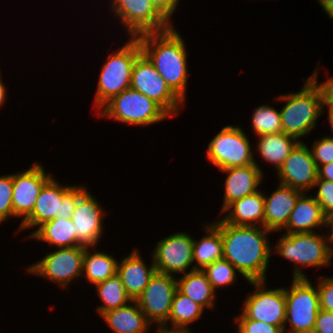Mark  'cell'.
<instances>
[{
    "mask_svg": "<svg viewBox=\"0 0 333 333\" xmlns=\"http://www.w3.org/2000/svg\"><path fill=\"white\" fill-rule=\"evenodd\" d=\"M213 223L221 231L223 258L248 282L265 281L272 254L267 234L272 231L260 226L231 225L221 219Z\"/></svg>",
    "mask_w": 333,
    "mask_h": 333,
    "instance_id": "obj_1",
    "label": "cell"
},
{
    "mask_svg": "<svg viewBox=\"0 0 333 333\" xmlns=\"http://www.w3.org/2000/svg\"><path fill=\"white\" fill-rule=\"evenodd\" d=\"M142 53L154 65L169 88L184 102L188 78L187 51L182 36L174 26L136 37Z\"/></svg>",
    "mask_w": 333,
    "mask_h": 333,
    "instance_id": "obj_2",
    "label": "cell"
},
{
    "mask_svg": "<svg viewBox=\"0 0 333 333\" xmlns=\"http://www.w3.org/2000/svg\"><path fill=\"white\" fill-rule=\"evenodd\" d=\"M318 68L296 93L282 94L276 100L285 101L280 110L283 132L301 142L300 138L315 129L316 121L324 112V92L318 83Z\"/></svg>",
    "mask_w": 333,
    "mask_h": 333,
    "instance_id": "obj_3",
    "label": "cell"
},
{
    "mask_svg": "<svg viewBox=\"0 0 333 333\" xmlns=\"http://www.w3.org/2000/svg\"><path fill=\"white\" fill-rule=\"evenodd\" d=\"M328 241V242H327ZM331 233L325 236L318 232L285 233L279 238L275 252L294 263L292 278H307L301 267H320L331 263L333 246Z\"/></svg>",
    "mask_w": 333,
    "mask_h": 333,
    "instance_id": "obj_4",
    "label": "cell"
},
{
    "mask_svg": "<svg viewBox=\"0 0 333 333\" xmlns=\"http://www.w3.org/2000/svg\"><path fill=\"white\" fill-rule=\"evenodd\" d=\"M142 54L140 43L136 37L109 53L102 66L94 98L97 112L114 96L130 88L132 70L136 59Z\"/></svg>",
    "mask_w": 333,
    "mask_h": 333,
    "instance_id": "obj_5",
    "label": "cell"
},
{
    "mask_svg": "<svg viewBox=\"0 0 333 333\" xmlns=\"http://www.w3.org/2000/svg\"><path fill=\"white\" fill-rule=\"evenodd\" d=\"M87 189L81 185L60 186L53 176L41 189L32 213L21 222L18 230L39 227L54 218H71L77 200Z\"/></svg>",
    "mask_w": 333,
    "mask_h": 333,
    "instance_id": "obj_6",
    "label": "cell"
},
{
    "mask_svg": "<svg viewBox=\"0 0 333 333\" xmlns=\"http://www.w3.org/2000/svg\"><path fill=\"white\" fill-rule=\"evenodd\" d=\"M97 114L124 124L137 126L151 125L171 117L154 100L132 88L125 89L114 96Z\"/></svg>",
    "mask_w": 333,
    "mask_h": 333,
    "instance_id": "obj_7",
    "label": "cell"
},
{
    "mask_svg": "<svg viewBox=\"0 0 333 333\" xmlns=\"http://www.w3.org/2000/svg\"><path fill=\"white\" fill-rule=\"evenodd\" d=\"M286 321L284 333H312L320 310L317 287L308 278H293L285 288ZM291 327L286 330L287 323Z\"/></svg>",
    "mask_w": 333,
    "mask_h": 333,
    "instance_id": "obj_8",
    "label": "cell"
},
{
    "mask_svg": "<svg viewBox=\"0 0 333 333\" xmlns=\"http://www.w3.org/2000/svg\"><path fill=\"white\" fill-rule=\"evenodd\" d=\"M240 126H224L207 148V159L219 170L256 164L251 145Z\"/></svg>",
    "mask_w": 333,
    "mask_h": 333,
    "instance_id": "obj_9",
    "label": "cell"
},
{
    "mask_svg": "<svg viewBox=\"0 0 333 333\" xmlns=\"http://www.w3.org/2000/svg\"><path fill=\"white\" fill-rule=\"evenodd\" d=\"M113 16H117L130 37L164 31L172 27L154 6L152 0H110Z\"/></svg>",
    "mask_w": 333,
    "mask_h": 333,
    "instance_id": "obj_10",
    "label": "cell"
},
{
    "mask_svg": "<svg viewBox=\"0 0 333 333\" xmlns=\"http://www.w3.org/2000/svg\"><path fill=\"white\" fill-rule=\"evenodd\" d=\"M84 251L85 246L58 248L26 270L29 274L44 277L65 289L82 275Z\"/></svg>",
    "mask_w": 333,
    "mask_h": 333,
    "instance_id": "obj_11",
    "label": "cell"
},
{
    "mask_svg": "<svg viewBox=\"0 0 333 333\" xmlns=\"http://www.w3.org/2000/svg\"><path fill=\"white\" fill-rule=\"evenodd\" d=\"M130 88L158 103L171 117L180 113L184 102L169 88L154 65L142 53L134 64Z\"/></svg>",
    "mask_w": 333,
    "mask_h": 333,
    "instance_id": "obj_12",
    "label": "cell"
},
{
    "mask_svg": "<svg viewBox=\"0 0 333 333\" xmlns=\"http://www.w3.org/2000/svg\"><path fill=\"white\" fill-rule=\"evenodd\" d=\"M266 281H249L254 293L249 294L244 302L242 313L251 320L285 329L286 299L285 287L266 289Z\"/></svg>",
    "mask_w": 333,
    "mask_h": 333,
    "instance_id": "obj_13",
    "label": "cell"
},
{
    "mask_svg": "<svg viewBox=\"0 0 333 333\" xmlns=\"http://www.w3.org/2000/svg\"><path fill=\"white\" fill-rule=\"evenodd\" d=\"M193 241L188 233L177 232L160 240L153 251L152 259L156 272L175 276L186 274V270L194 271Z\"/></svg>",
    "mask_w": 333,
    "mask_h": 333,
    "instance_id": "obj_14",
    "label": "cell"
},
{
    "mask_svg": "<svg viewBox=\"0 0 333 333\" xmlns=\"http://www.w3.org/2000/svg\"><path fill=\"white\" fill-rule=\"evenodd\" d=\"M177 290V278L172 275L155 272L148 285L136 302L152 324L159 329L170 315L173 296Z\"/></svg>",
    "mask_w": 333,
    "mask_h": 333,
    "instance_id": "obj_15",
    "label": "cell"
},
{
    "mask_svg": "<svg viewBox=\"0 0 333 333\" xmlns=\"http://www.w3.org/2000/svg\"><path fill=\"white\" fill-rule=\"evenodd\" d=\"M280 184L302 192H308L318 178V167L311 150L304 142H299L277 171Z\"/></svg>",
    "mask_w": 333,
    "mask_h": 333,
    "instance_id": "obj_16",
    "label": "cell"
},
{
    "mask_svg": "<svg viewBox=\"0 0 333 333\" xmlns=\"http://www.w3.org/2000/svg\"><path fill=\"white\" fill-rule=\"evenodd\" d=\"M52 177L38 162L24 172L13 174V217L23 216L24 221L32 213L41 189Z\"/></svg>",
    "mask_w": 333,
    "mask_h": 333,
    "instance_id": "obj_17",
    "label": "cell"
},
{
    "mask_svg": "<svg viewBox=\"0 0 333 333\" xmlns=\"http://www.w3.org/2000/svg\"><path fill=\"white\" fill-rule=\"evenodd\" d=\"M104 215L100 203L88 191L77 200L71 220L76 239L82 246L95 249L103 232Z\"/></svg>",
    "mask_w": 333,
    "mask_h": 333,
    "instance_id": "obj_18",
    "label": "cell"
},
{
    "mask_svg": "<svg viewBox=\"0 0 333 333\" xmlns=\"http://www.w3.org/2000/svg\"><path fill=\"white\" fill-rule=\"evenodd\" d=\"M220 171L228 174L225 180V192L220 213L233 201L259 191L257 188L262 182L263 171L258 165L226 168Z\"/></svg>",
    "mask_w": 333,
    "mask_h": 333,
    "instance_id": "obj_19",
    "label": "cell"
},
{
    "mask_svg": "<svg viewBox=\"0 0 333 333\" xmlns=\"http://www.w3.org/2000/svg\"><path fill=\"white\" fill-rule=\"evenodd\" d=\"M278 185L270 196L264 195V228L272 232L279 231L287 225L296 201L303 193L280 183Z\"/></svg>",
    "mask_w": 333,
    "mask_h": 333,
    "instance_id": "obj_20",
    "label": "cell"
},
{
    "mask_svg": "<svg viewBox=\"0 0 333 333\" xmlns=\"http://www.w3.org/2000/svg\"><path fill=\"white\" fill-rule=\"evenodd\" d=\"M155 265L148 267L142 259L138 249L123 258L117 264V275L121 278L127 295L136 301L148 285L150 278L155 274Z\"/></svg>",
    "mask_w": 333,
    "mask_h": 333,
    "instance_id": "obj_21",
    "label": "cell"
},
{
    "mask_svg": "<svg viewBox=\"0 0 333 333\" xmlns=\"http://www.w3.org/2000/svg\"><path fill=\"white\" fill-rule=\"evenodd\" d=\"M303 192L296 201L295 207L290 214L287 225L283 228L285 233H310L313 229L329 228L330 220L323 213L318 201Z\"/></svg>",
    "mask_w": 333,
    "mask_h": 333,
    "instance_id": "obj_22",
    "label": "cell"
},
{
    "mask_svg": "<svg viewBox=\"0 0 333 333\" xmlns=\"http://www.w3.org/2000/svg\"><path fill=\"white\" fill-rule=\"evenodd\" d=\"M264 194L259 190L230 203L221 213H227L222 221L238 226L264 227Z\"/></svg>",
    "mask_w": 333,
    "mask_h": 333,
    "instance_id": "obj_23",
    "label": "cell"
},
{
    "mask_svg": "<svg viewBox=\"0 0 333 333\" xmlns=\"http://www.w3.org/2000/svg\"><path fill=\"white\" fill-rule=\"evenodd\" d=\"M101 317L114 333H147L151 326L136 301L107 311Z\"/></svg>",
    "mask_w": 333,
    "mask_h": 333,
    "instance_id": "obj_24",
    "label": "cell"
},
{
    "mask_svg": "<svg viewBox=\"0 0 333 333\" xmlns=\"http://www.w3.org/2000/svg\"><path fill=\"white\" fill-rule=\"evenodd\" d=\"M203 312L204 308L201 305L177 289L173 296L168 320L159 329L167 332L192 333L188 325L197 321ZM168 322L172 325L171 328L168 327Z\"/></svg>",
    "mask_w": 333,
    "mask_h": 333,
    "instance_id": "obj_25",
    "label": "cell"
},
{
    "mask_svg": "<svg viewBox=\"0 0 333 333\" xmlns=\"http://www.w3.org/2000/svg\"><path fill=\"white\" fill-rule=\"evenodd\" d=\"M29 239H36L49 243V246L57 248L82 246L76 239L74 225L71 218H54L39 226L28 236Z\"/></svg>",
    "mask_w": 333,
    "mask_h": 333,
    "instance_id": "obj_26",
    "label": "cell"
},
{
    "mask_svg": "<svg viewBox=\"0 0 333 333\" xmlns=\"http://www.w3.org/2000/svg\"><path fill=\"white\" fill-rule=\"evenodd\" d=\"M177 289L203 308L215 307V290L202 270L189 271L177 279Z\"/></svg>",
    "mask_w": 333,
    "mask_h": 333,
    "instance_id": "obj_27",
    "label": "cell"
},
{
    "mask_svg": "<svg viewBox=\"0 0 333 333\" xmlns=\"http://www.w3.org/2000/svg\"><path fill=\"white\" fill-rule=\"evenodd\" d=\"M206 235L193 241V265L195 270H203L216 260L223 259V241L220 229L214 224H204Z\"/></svg>",
    "mask_w": 333,
    "mask_h": 333,
    "instance_id": "obj_28",
    "label": "cell"
},
{
    "mask_svg": "<svg viewBox=\"0 0 333 333\" xmlns=\"http://www.w3.org/2000/svg\"><path fill=\"white\" fill-rule=\"evenodd\" d=\"M258 137V152L266 162L272 163L276 171L299 143V140L284 132L265 134Z\"/></svg>",
    "mask_w": 333,
    "mask_h": 333,
    "instance_id": "obj_29",
    "label": "cell"
},
{
    "mask_svg": "<svg viewBox=\"0 0 333 333\" xmlns=\"http://www.w3.org/2000/svg\"><path fill=\"white\" fill-rule=\"evenodd\" d=\"M85 247L82 274L92 285L99 284L117 274L118 260L107 252H93Z\"/></svg>",
    "mask_w": 333,
    "mask_h": 333,
    "instance_id": "obj_30",
    "label": "cell"
},
{
    "mask_svg": "<svg viewBox=\"0 0 333 333\" xmlns=\"http://www.w3.org/2000/svg\"><path fill=\"white\" fill-rule=\"evenodd\" d=\"M96 292L103 304L97 309L100 316L110 310L128 305L132 299L127 295L121 278L116 274L95 285Z\"/></svg>",
    "mask_w": 333,
    "mask_h": 333,
    "instance_id": "obj_31",
    "label": "cell"
},
{
    "mask_svg": "<svg viewBox=\"0 0 333 333\" xmlns=\"http://www.w3.org/2000/svg\"><path fill=\"white\" fill-rule=\"evenodd\" d=\"M252 128L257 136L283 132L280 111L269 105H260L252 115Z\"/></svg>",
    "mask_w": 333,
    "mask_h": 333,
    "instance_id": "obj_32",
    "label": "cell"
},
{
    "mask_svg": "<svg viewBox=\"0 0 333 333\" xmlns=\"http://www.w3.org/2000/svg\"><path fill=\"white\" fill-rule=\"evenodd\" d=\"M211 285L213 286L214 290L216 291L217 288L229 286L236 282V268L226 259L216 260L212 264L206 266L202 270Z\"/></svg>",
    "mask_w": 333,
    "mask_h": 333,
    "instance_id": "obj_33",
    "label": "cell"
},
{
    "mask_svg": "<svg viewBox=\"0 0 333 333\" xmlns=\"http://www.w3.org/2000/svg\"><path fill=\"white\" fill-rule=\"evenodd\" d=\"M13 174L0 176V223L13 217Z\"/></svg>",
    "mask_w": 333,
    "mask_h": 333,
    "instance_id": "obj_34",
    "label": "cell"
},
{
    "mask_svg": "<svg viewBox=\"0 0 333 333\" xmlns=\"http://www.w3.org/2000/svg\"><path fill=\"white\" fill-rule=\"evenodd\" d=\"M235 322H238L237 333H284V330L278 326L248 319L243 313L235 318Z\"/></svg>",
    "mask_w": 333,
    "mask_h": 333,
    "instance_id": "obj_35",
    "label": "cell"
},
{
    "mask_svg": "<svg viewBox=\"0 0 333 333\" xmlns=\"http://www.w3.org/2000/svg\"><path fill=\"white\" fill-rule=\"evenodd\" d=\"M314 187H318L314 198L320 204L323 213L330 220L333 217V182L318 177Z\"/></svg>",
    "mask_w": 333,
    "mask_h": 333,
    "instance_id": "obj_36",
    "label": "cell"
},
{
    "mask_svg": "<svg viewBox=\"0 0 333 333\" xmlns=\"http://www.w3.org/2000/svg\"><path fill=\"white\" fill-rule=\"evenodd\" d=\"M318 140V141H317ZM314 141L311 150L316 166L333 162V137L326 136Z\"/></svg>",
    "mask_w": 333,
    "mask_h": 333,
    "instance_id": "obj_37",
    "label": "cell"
},
{
    "mask_svg": "<svg viewBox=\"0 0 333 333\" xmlns=\"http://www.w3.org/2000/svg\"><path fill=\"white\" fill-rule=\"evenodd\" d=\"M317 280L320 309L333 312V277H321Z\"/></svg>",
    "mask_w": 333,
    "mask_h": 333,
    "instance_id": "obj_38",
    "label": "cell"
},
{
    "mask_svg": "<svg viewBox=\"0 0 333 333\" xmlns=\"http://www.w3.org/2000/svg\"><path fill=\"white\" fill-rule=\"evenodd\" d=\"M312 333H333V312L320 309Z\"/></svg>",
    "mask_w": 333,
    "mask_h": 333,
    "instance_id": "obj_39",
    "label": "cell"
},
{
    "mask_svg": "<svg viewBox=\"0 0 333 333\" xmlns=\"http://www.w3.org/2000/svg\"><path fill=\"white\" fill-rule=\"evenodd\" d=\"M156 9L169 21L173 15L179 0H152Z\"/></svg>",
    "mask_w": 333,
    "mask_h": 333,
    "instance_id": "obj_40",
    "label": "cell"
},
{
    "mask_svg": "<svg viewBox=\"0 0 333 333\" xmlns=\"http://www.w3.org/2000/svg\"><path fill=\"white\" fill-rule=\"evenodd\" d=\"M318 177L333 182V162L321 165L318 168Z\"/></svg>",
    "mask_w": 333,
    "mask_h": 333,
    "instance_id": "obj_41",
    "label": "cell"
},
{
    "mask_svg": "<svg viewBox=\"0 0 333 333\" xmlns=\"http://www.w3.org/2000/svg\"><path fill=\"white\" fill-rule=\"evenodd\" d=\"M320 85L324 92V102H333V76Z\"/></svg>",
    "mask_w": 333,
    "mask_h": 333,
    "instance_id": "obj_42",
    "label": "cell"
},
{
    "mask_svg": "<svg viewBox=\"0 0 333 333\" xmlns=\"http://www.w3.org/2000/svg\"><path fill=\"white\" fill-rule=\"evenodd\" d=\"M324 13L328 14L330 19H333V0H318Z\"/></svg>",
    "mask_w": 333,
    "mask_h": 333,
    "instance_id": "obj_43",
    "label": "cell"
},
{
    "mask_svg": "<svg viewBox=\"0 0 333 333\" xmlns=\"http://www.w3.org/2000/svg\"><path fill=\"white\" fill-rule=\"evenodd\" d=\"M326 105V106H325ZM323 106L328 107V121L333 133V102H324Z\"/></svg>",
    "mask_w": 333,
    "mask_h": 333,
    "instance_id": "obj_44",
    "label": "cell"
},
{
    "mask_svg": "<svg viewBox=\"0 0 333 333\" xmlns=\"http://www.w3.org/2000/svg\"><path fill=\"white\" fill-rule=\"evenodd\" d=\"M1 73V71H0ZM6 87L4 86V83L2 81V78H1V74H0V107L2 105H4V103L6 102Z\"/></svg>",
    "mask_w": 333,
    "mask_h": 333,
    "instance_id": "obj_45",
    "label": "cell"
},
{
    "mask_svg": "<svg viewBox=\"0 0 333 333\" xmlns=\"http://www.w3.org/2000/svg\"><path fill=\"white\" fill-rule=\"evenodd\" d=\"M329 227L331 228V229H329L330 230V233H331V242H332V244L331 245H333V217L330 219V222H329Z\"/></svg>",
    "mask_w": 333,
    "mask_h": 333,
    "instance_id": "obj_46",
    "label": "cell"
},
{
    "mask_svg": "<svg viewBox=\"0 0 333 333\" xmlns=\"http://www.w3.org/2000/svg\"><path fill=\"white\" fill-rule=\"evenodd\" d=\"M156 333H178V332H167V331H163V330L157 329Z\"/></svg>",
    "mask_w": 333,
    "mask_h": 333,
    "instance_id": "obj_47",
    "label": "cell"
}]
</instances>
